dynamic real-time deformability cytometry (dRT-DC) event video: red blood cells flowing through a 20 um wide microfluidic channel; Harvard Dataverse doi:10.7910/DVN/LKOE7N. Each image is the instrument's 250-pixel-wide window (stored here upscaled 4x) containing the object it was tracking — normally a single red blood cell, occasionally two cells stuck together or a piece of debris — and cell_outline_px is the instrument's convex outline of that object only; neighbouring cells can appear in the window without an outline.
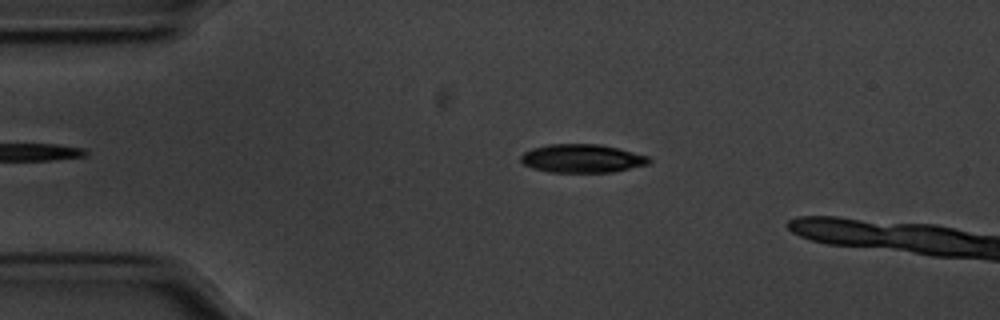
{"species": "common noctule bat (a hibernating species)", "species_latin": "Nyctalus noctula", "temperature_condition": "cold", "stored_images_in_passage": 43, "camera_frame_rate_fps": 3000, "um_per_image_px": 0.085, "animal": {"sex": "male", "body_mass_g": 20.1, "forearm_length_mm": 53.5}, "frame": {"image": 1, "passage_image": 4, "time_ms": 1.0, "image_size_px": [1000, 320], "cell_outline_px": [[652, 160], [648, 164], [612, 172], [552, 172], [532, 168], [524, 164], [520, 160], [520, 156], [524, 152], [532, 148], [548, 144], [600, 144], [648, 156]], "centroid_in_image_um": [49.45, 13.46], "position_along_channel_um": 35.6, "area_um2": 21.1}}
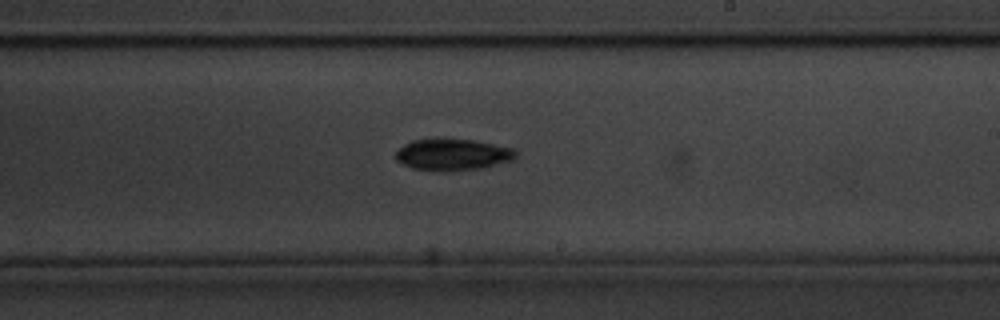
{"frame": {"image": 2, "passage_image": 25, "time_ms": 8.0, "image_size_px": [1000, 320], "cell_outline_px": [[516, 156], [512, 160], [480, 168], [412, 168], [396, 160], [392, 156], [404, 144], [412, 140], [472, 140], [512, 148], [516, 152]], "centroid_in_image_um": [38.45, 13.1], "position_along_channel_um": 250.5, "area_um2": 20.69}}
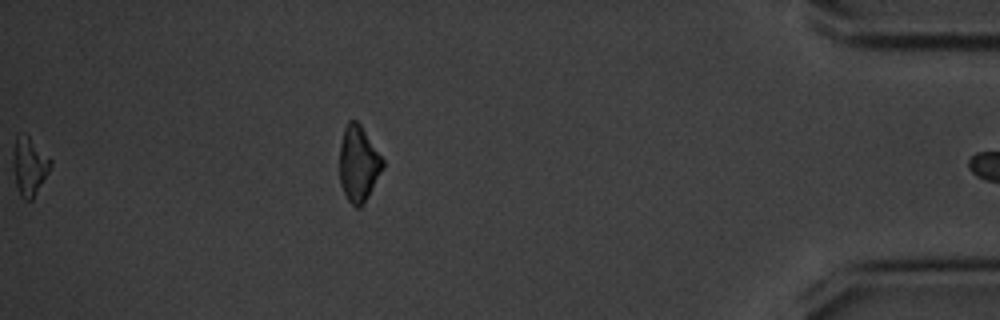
{"frame": {"image": 3, "passage_image": 42, "time_ms": 13.667, "image_size_px": [1000, 320], "cell_outline_px": [[52, 164], [48, 172], [32, 200], [24, 200], [20, 196], [16, 184], [12, 168], [12, 152], [16, 136], [24, 132], [28, 132], [52, 160]], "centroid_in_image_um": [2.48, 14.06], "position_along_channel_um": 432.7, "area_um2": 13.18}}